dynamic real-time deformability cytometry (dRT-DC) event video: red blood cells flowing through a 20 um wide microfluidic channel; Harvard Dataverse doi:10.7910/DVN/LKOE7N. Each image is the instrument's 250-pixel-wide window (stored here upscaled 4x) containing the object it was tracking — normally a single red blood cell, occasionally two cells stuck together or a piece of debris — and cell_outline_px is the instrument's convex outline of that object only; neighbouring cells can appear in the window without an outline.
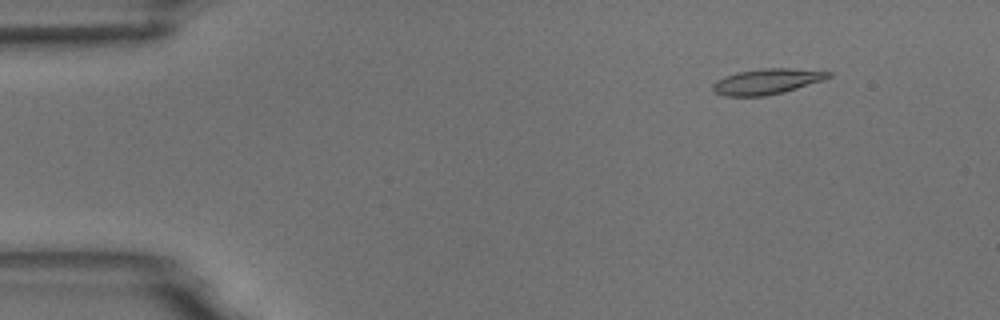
{"species": "common noctule bat (a hibernating species)", "species_latin": "Nyctalus noctula", "temperature_condition": "room temperature", "stored_images_in_passage": 5, "camera_frame_rate_fps": 3000, "um_per_image_px": 0.085, "animal": {"sex": "male", "body_mass_g": 18.8}, "frame": {"image": 1, "passage_image": 2, "time_ms": 1.333, "image_size_px": [1000, 320], "cell_outline_px": [[832, 76], [824, 80], [784, 92], [764, 96], [724, 96], [716, 92], [712, 88], [712, 84], [716, 80], [724, 76], [736, 72], [764, 68], [792, 68], [832, 72]], "centroid_in_image_um": [65.19, 6.92], "position_along_channel_um": 19.8, "area_um2": 17.28}}
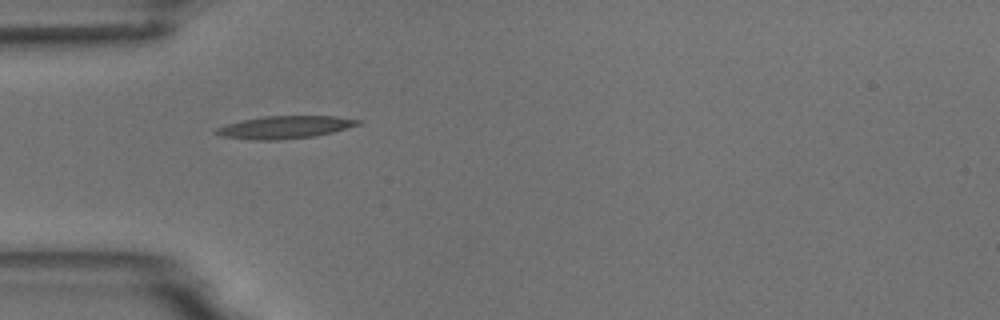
{"frame": {"image": 2, "passage_image": 5, "time_ms": 4.667, "image_size_px": [1000, 320], "cell_outline_px": [[360, 124], [332, 132], [316, 136], [280, 140], [256, 140], [224, 136], [216, 132], [216, 128], [228, 124], [244, 120], [264, 116], [336, 116], [360, 120]], "centroid_in_image_um": [24.26, 10.81], "position_along_channel_um": 60.7, "area_um2": 18.32}}